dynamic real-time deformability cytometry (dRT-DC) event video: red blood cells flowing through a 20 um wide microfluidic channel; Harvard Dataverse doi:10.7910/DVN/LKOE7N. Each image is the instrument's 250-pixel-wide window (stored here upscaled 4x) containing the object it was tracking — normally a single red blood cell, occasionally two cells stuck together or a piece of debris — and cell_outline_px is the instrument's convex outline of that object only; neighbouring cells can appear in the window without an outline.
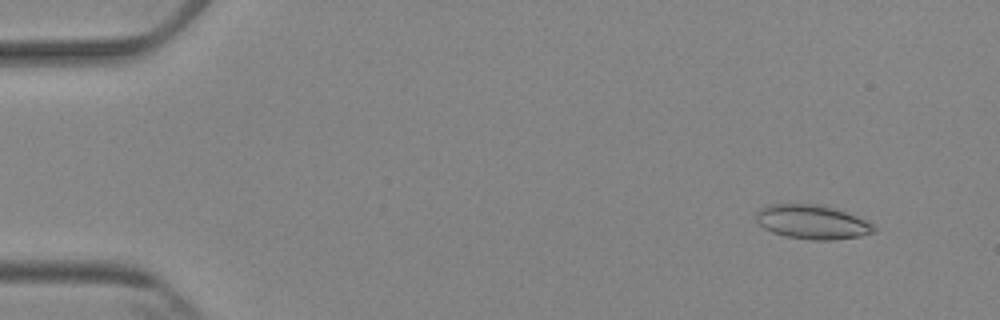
{"species": "Egyptian fruit bat (a non-hibernating species)", "species_latin": "Rousettus aegyptiacus", "temperature_condition": "cold", "stored_images_in_passage": 3, "camera_frame_rate_fps": 3000, "um_per_image_px": 0.085, "animal": {"sex": "female"}, "frame": {"image": 1, "passage_image": 1, "time_ms": 0.0, "image_size_px": [1000, 320], "cell_outline_px": [[876, 232], [860, 236], [832, 240], [812, 240], [784, 236], [772, 232], [764, 228], [756, 220], [756, 212], [760, 208], [768, 204], [820, 204], [836, 208], [868, 220], [876, 228]], "centroid_in_image_um": [69.06, 18.86], "position_along_channel_um": 15.9, "area_um2": 23.7}}